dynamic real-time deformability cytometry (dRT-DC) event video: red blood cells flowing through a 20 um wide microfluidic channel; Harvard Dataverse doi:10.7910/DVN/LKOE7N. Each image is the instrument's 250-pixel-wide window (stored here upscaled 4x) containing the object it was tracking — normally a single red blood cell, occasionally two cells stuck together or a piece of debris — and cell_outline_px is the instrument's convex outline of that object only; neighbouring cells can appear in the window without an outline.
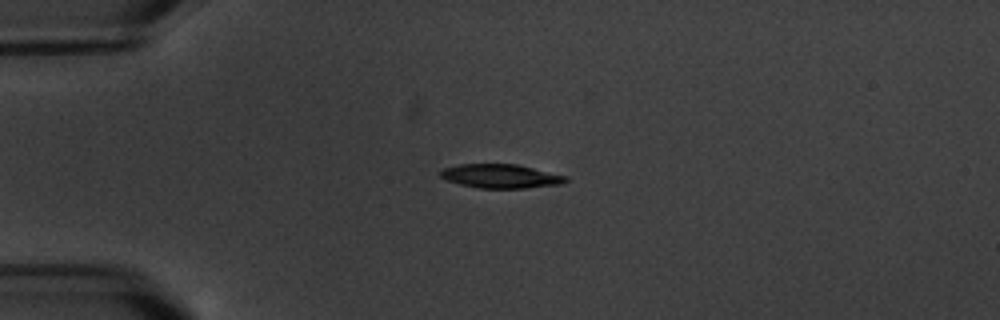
{"species": "common noctule bat (a hibernating species)", "species_latin": "Nyctalus noctula", "temperature_condition": "warm", "stored_images_in_passage": 4, "camera_frame_rate_fps": 3000, "um_per_image_px": 0.085, "animal": {"sex": "male", "body_mass_g": 20.1, "forearm_length_mm": 53.5}, "frame": {"image": 1, "passage_image": 2, "time_ms": 1.0, "image_size_px": [1000, 320], "cell_outline_px": [[568, 180], [560, 184], [524, 188], [480, 188], [460, 184], [448, 180], [440, 176], [440, 172], [444, 168], [460, 164], [516, 164], [568, 176]], "centroid_in_image_um": [42.58, 14.97], "position_along_channel_um": 42.4, "area_um2": 17.28}}